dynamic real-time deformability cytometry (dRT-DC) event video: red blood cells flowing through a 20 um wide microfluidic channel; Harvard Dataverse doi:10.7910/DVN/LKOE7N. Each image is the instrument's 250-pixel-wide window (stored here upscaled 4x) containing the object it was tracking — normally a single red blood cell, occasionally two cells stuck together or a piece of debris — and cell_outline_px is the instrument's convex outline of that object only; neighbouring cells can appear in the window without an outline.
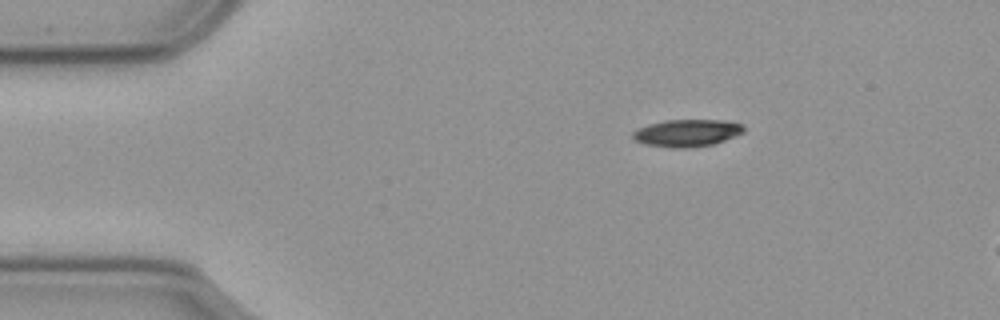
{"species": "common noctule bat (a hibernating species)", "species_latin": "Nyctalus noctula", "temperature_condition": "cold", "stored_images_in_passage": 9, "camera_frame_rate_fps": 3000, "um_per_image_px": 0.085, "animal": {"sex": "male", "body_mass_g": 23.1, "forearm_length_mm": 52.7}, "frame": {"image": 1, "passage_image": 1, "time_ms": 0.0, "image_size_px": [1000, 320], "cell_outline_px": [[744, 132], [724, 140], [712, 144], [692, 148], [672, 148], [644, 144], [636, 140], [632, 136], [632, 132], [636, 128], [648, 124], [664, 120], [724, 120], [740, 124], [744, 128]], "centroid_in_image_um": [58.34, 11.3], "position_along_channel_um": 26.7, "area_um2": 17.63}}